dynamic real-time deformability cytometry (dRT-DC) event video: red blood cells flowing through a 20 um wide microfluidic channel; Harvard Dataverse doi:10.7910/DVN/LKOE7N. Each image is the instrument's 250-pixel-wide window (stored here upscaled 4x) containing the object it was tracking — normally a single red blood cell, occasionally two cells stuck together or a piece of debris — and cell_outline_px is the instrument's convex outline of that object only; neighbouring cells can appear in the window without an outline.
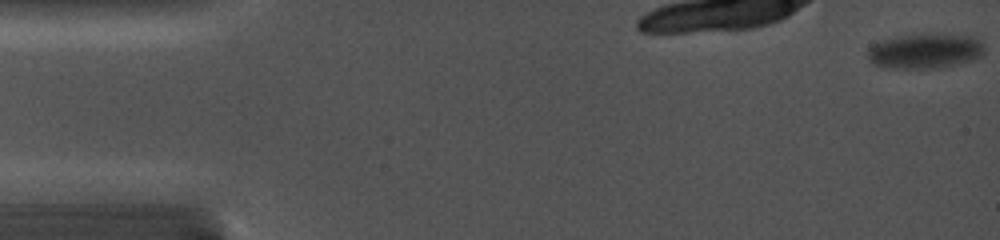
{"species": "common noctule bat (a hibernating species)", "species_latin": "Nyctalus noctula", "temperature_condition": "cold", "stored_images_in_passage": 15, "camera_frame_rate_fps": 5000, "um_per_image_px": 0.085, "animal": {"sex": "female", "body_mass_g": 19.0, "forearm_length_mm": 56.7}, "frame": {"image": 1, "passage_image": 1, "time_ms": 0.0, "image_size_px": [1000, 240], "cell_outline_px": [[984, 52], [980, 56], [972, 60], [956, 64], [936, 68], [884, 68], [872, 64], [868, 60], [868, 48], [872, 44], [884, 40], [900, 36], [928, 32], [972, 36], [980, 40], [984, 44]], "centroid_in_image_um": [78.62, 4.32], "position_along_channel_um": 6.4, "area_um2": 24.22}}
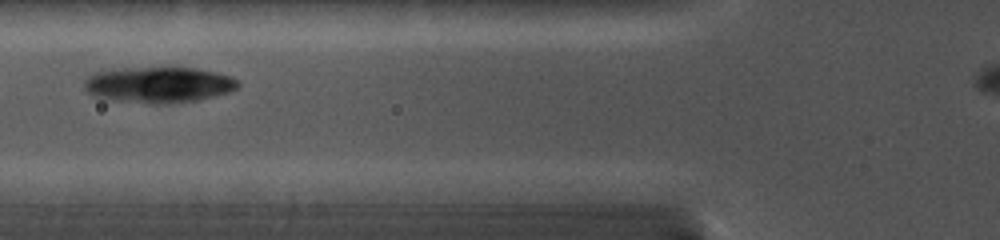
{"frame": {"image": 2, "passage_image": 7, "time_ms": 4.2, "image_size_px": [1000, 240], "cell_outline_px": [[240, 84], [236, 88], [228, 92], [196, 100], [168, 104], [148, 104], [112, 100], [92, 96], [84, 88], [84, 80], [88, 76], [96, 72], [112, 68], [196, 68], [216, 72], [228, 76], [236, 80]], "centroid_in_image_um": [13.41, 7.21], "position_along_channel_um": 112.4, "area_um2": 32.25}}